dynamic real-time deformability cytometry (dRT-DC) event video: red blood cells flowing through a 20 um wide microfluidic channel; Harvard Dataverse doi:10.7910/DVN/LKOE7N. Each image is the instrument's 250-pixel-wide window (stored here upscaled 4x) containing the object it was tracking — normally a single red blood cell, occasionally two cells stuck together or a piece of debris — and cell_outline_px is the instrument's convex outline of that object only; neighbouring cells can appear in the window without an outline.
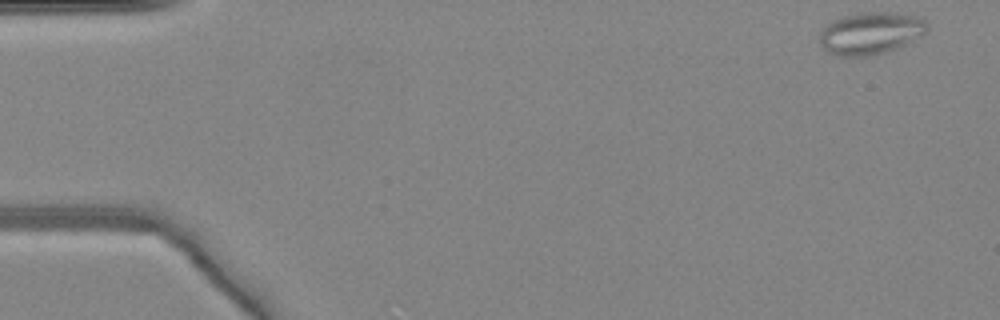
{"species": "common noctule bat (a hibernating species)", "species_latin": "Nyctalus noctula", "temperature_condition": "warm", "stored_images_in_passage": 47, "camera_frame_rate_fps": 3000, "um_per_image_px": 0.085, "animal": {"sex": "female", "body_mass_g": 24.6, "forearm_length_mm": 56.2}, "frame": {"image": 1, "passage_image": 1, "time_ms": 0.0, "image_size_px": [1000, 320], "cell_outline_px": [[928, 32], [924, 36], [896, 48], [884, 52], [868, 56], [840, 56], [828, 52], [820, 44], [820, 32], [828, 24], [844, 16], [860, 12], [892, 12], [916, 16], [924, 20], [928, 24]], "centroid_in_image_um": [74.05, 2.82], "position_along_channel_um": 10.9, "area_um2": 26.41}}
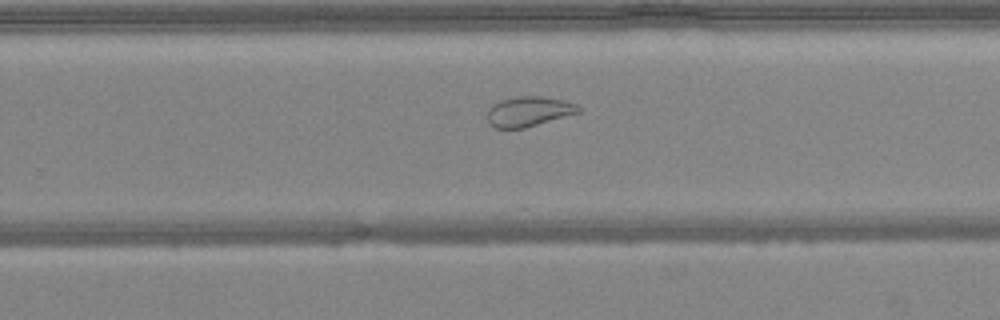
{"frame": {"image": 2, "passage_image": 30, "time_ms": 9.667, "image_size_px": [1000, 320], "cell_outline_px": [[580, 112], [524, 128], [496, 128], [488, 124], [488, 108], [492, 104], [500, 100], [516, 96], [544, 96], [564, 100], [576, 104], [580, 108]], "centroid_in_image_um": [44.91, 9.46], "position_along_channel_um": 284.9, "area_um2": 15.95}}
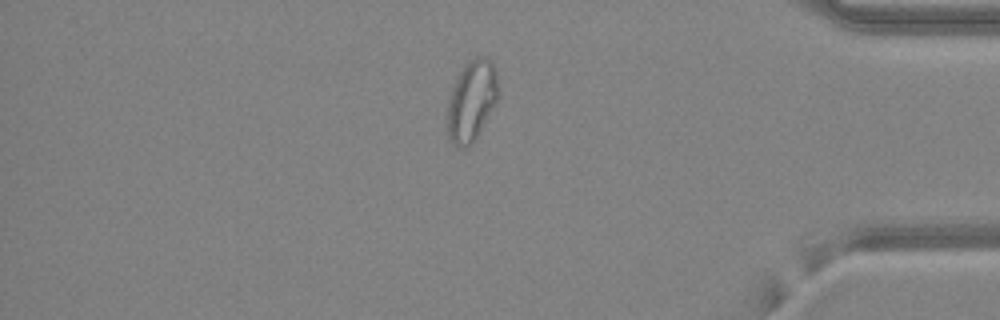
{"frame": {"image": 3, "passage_image": 40, "time_ms": 13.0, "image_size_px": [1000, 320], "cell_outline_px": [[500, 96], [476, 140], [468, 148], [460, 148], [452, 144], [448, 136], [448, 100], [452, 88], [464, 64], [468, 60], [476, 56], [488, 56], [496, 68]], "centroid_in_image_um": [40.13, 8.56], "position_along_channel_um": 395.1, "area_um2": 24.57}, "authors_computed_cell_mechanics": {"area_um2": 23.6402, "velocity_mm_per_s": 4.2239, "shape_relaxation_time_tau1_ms": null, "shape_relaxation_time_tau2_ms": 1.4998, "deformation_change_tau1": null, "deformation_change_tau2": 0.0814}}